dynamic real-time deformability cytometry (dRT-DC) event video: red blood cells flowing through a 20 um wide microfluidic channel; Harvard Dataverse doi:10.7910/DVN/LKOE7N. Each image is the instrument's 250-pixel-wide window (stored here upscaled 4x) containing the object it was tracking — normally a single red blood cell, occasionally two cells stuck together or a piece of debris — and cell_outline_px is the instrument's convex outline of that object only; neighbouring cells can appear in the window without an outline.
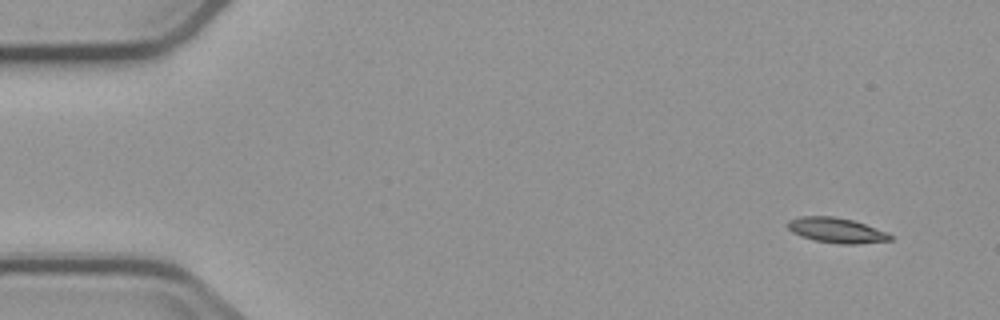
{"species": "common noctule bat (a hibernating species)", "species_latin": "Nyctalus noctula", "temperature_condition": "cold", "stored_images_in_passage": 4, "camera_frame_rate_fps": 3000, "um_per_image_px": 0.085, "animal": {"sex": "male", "body_mass_g": 23.1, "forearm_length_mm": 52.7}, "frame": {"image": 1, "passage_image": 1, "time_ms": 0.0, "image_size_px": [1000, 320], "cell_outline_px": [[892, 240], [856, 244], [840, 244], [816, 240], [800, 236], [792, 232], [784, 224], [788, 220], [800, 216], [836, 216], [852, 220], [888, 232], [892, 236]], "centroid_in_image_um": [71.07, 19.56], "position_along_channel_um": 13.9, "area_um2": 15.09}}